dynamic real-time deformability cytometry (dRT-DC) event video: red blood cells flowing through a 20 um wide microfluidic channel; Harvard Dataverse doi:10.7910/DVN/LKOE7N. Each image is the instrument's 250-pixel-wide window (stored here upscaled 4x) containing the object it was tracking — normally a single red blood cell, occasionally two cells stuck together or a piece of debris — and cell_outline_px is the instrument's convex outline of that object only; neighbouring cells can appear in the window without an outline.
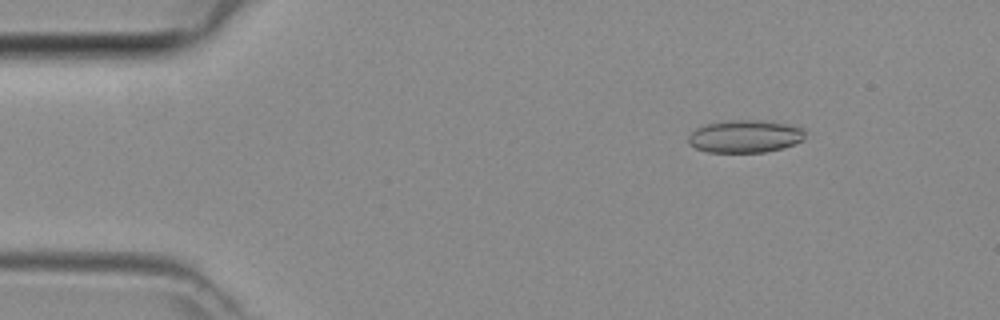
{"species": "common noctule bat (a hibernating species)", "species_latin": "Nyctalus noctula", "temperature_condition": "room temperature", "stored_images_in_passage": 23, "camera_frame_rate_fps": 3000, "um_per_image_px": 0.085, "animal": {"sex": "female", "body_mass_g": 29.2, "forearm_length_mm": 56.3}, "frame": {"image": 1, "passage_image": 6, "time_ms": 1.667, "image_size_px": [1000, 320], "cell_outline_px": [[808, 128], [804, 140], [784, 148], [764, 152], [708, 152], [696, 148], [688, 144], [688, 136], [696, 128], [704, 124], [728, 120], [764, 120]], "centroid_in_image_um": [63.37, 11.58], "position_along_channel_um": 21.6, "area_um2": 22.6}}
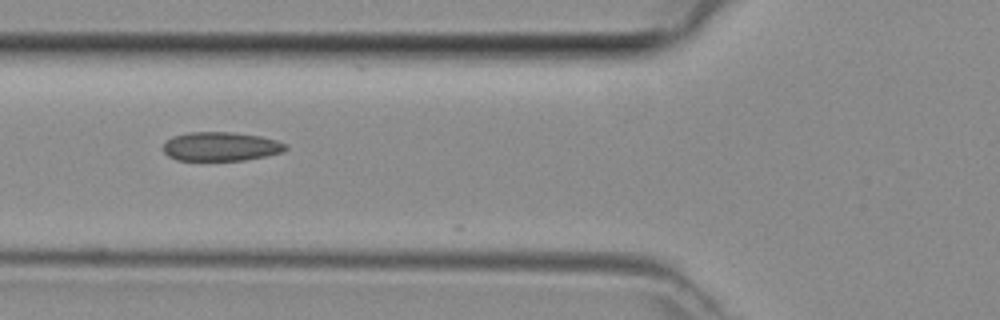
{"frame": {"image": 2, "passage_image": 17, "time_ms": 5.333, "image_size_px": [1000, 320], "cell_outline_px": [[288, 148], [284, 152], [244, 160], [176, 160], [168, 156], [164, 152], [164, 140], [172, 136], [188, 132], [236, 132], [260, 136], [276, 140], [288, 144]], "centroid_in_image_um": [18.77, 12.44], "position_along_channel_um": 107.0, "area_um2": 20.87}}
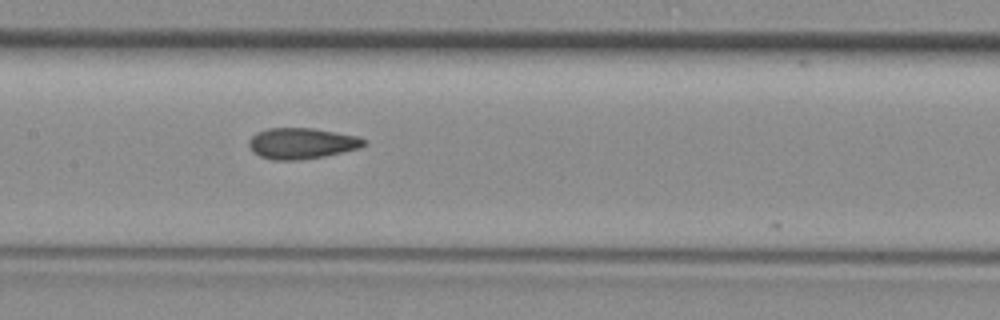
{"frame": {"image": 3, "passage_image": 22, "time_ms": 7.0, "image_size_px": [1000, 320], "cell_outline_px": [[368, 140], [360, 148], [324, 156], [296, 160], [276, 160], [260, 156], [248, 144], [248, 140], [256, 132], [268, 128], [312, 128], [356, 136]], "centroid_in_image_um": [25.64, 12.18], "position_along_channel_um": 181.8, "area_um2": 20.46}}